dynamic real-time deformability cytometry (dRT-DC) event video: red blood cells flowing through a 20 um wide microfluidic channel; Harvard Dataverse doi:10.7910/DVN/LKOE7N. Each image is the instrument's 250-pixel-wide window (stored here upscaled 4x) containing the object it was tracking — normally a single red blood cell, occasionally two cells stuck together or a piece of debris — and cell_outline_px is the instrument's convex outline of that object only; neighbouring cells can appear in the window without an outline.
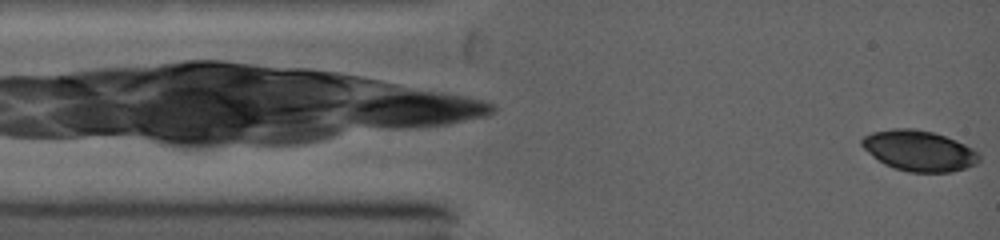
{"species": "common noctule bat (a hibernating species)", "species_latin": "Nyctalus noctula", "temperature_condition": "warm", "stored_images_in_passage": 8, "camera_frame_rate_fps": 5000, "um_per_image_px": 0.085, "animal": {"sex": "female", "body_mass_g": 19.0, "forearm_length_mm": 53.3}, "frame": {"image": 1, "passage_image": 1, "time_ms": 0.0, "image_size_px": [1000, 240], "cell_outline_px": [[980, 160], [976, 164], [952, 172], [908, 172], [892, 168], [884, 164], [868, 152], [860, 144], [860, 140], [864, 136], [872, 132], [892, 128], [916, 128], [932, 132], [956, 140], [972, 148], [980, 156]], "centroid_in_image_um": [78.1, 12.81], "position_along_channel_um": 6.9, "area_um2": 27.8}}
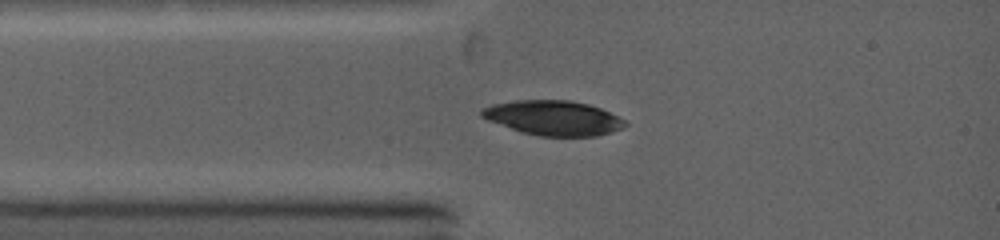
{"frame": {"image": 2, "passage_image": 7, "time_ms": 2.0, "image_size_px": [1000, 240], "cell_outline_px": [[628, 124], [624, 128], [596, 136], [540, 136], [524, 132], [488, 120], [480, 116], [480, 112], [484, 108], [492, 104], [516, 100], [572, 100], [588, 104], [600, 108], [624, 120]], "centroid_in_image_um": [47.05, 10.01], "position_along_channel_um": 37.9, "area_um2": 28.73}}